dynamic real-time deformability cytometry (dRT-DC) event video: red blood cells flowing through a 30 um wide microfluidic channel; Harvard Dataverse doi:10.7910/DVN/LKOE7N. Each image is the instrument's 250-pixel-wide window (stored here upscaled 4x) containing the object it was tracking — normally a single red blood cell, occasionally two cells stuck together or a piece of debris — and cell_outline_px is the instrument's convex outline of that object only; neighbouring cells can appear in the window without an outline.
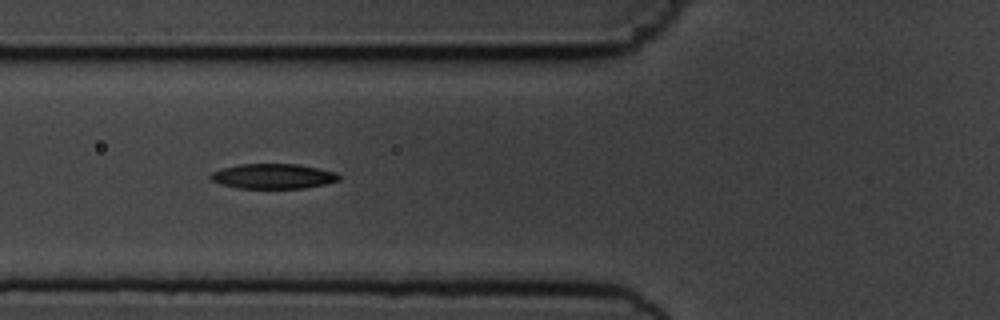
{"species": "common noctule bat (a hibernating species)", "species_latin": "Nyctalus noctula", "temperature_condition": "cold", "stored_images_in_passage": 10, "camera_frame_rate_fps": 3000, "um_per_image_px": 0.085, "animal": {"sex": "male", "body_mass_g": 19.5, "forearm_length_mm": 54.6}, "frame": {"image": 1, "passage_image": 5, "time_ms": 4.333, "image_size_px": [1000, 320], "cell_outline_px": [[340, 180], [324, 184], [304, 188], [236, 188], [220, 184], [212, 180], [208, 176], [212, 172], [224, 168], [240, 164], [296, 164], [320, 168], [336, 172], [340, 176]], "centroid_in_image_um": [23.22, 14.98], "position_along_channel_um": 102.6, "area_um2": 18.67}}
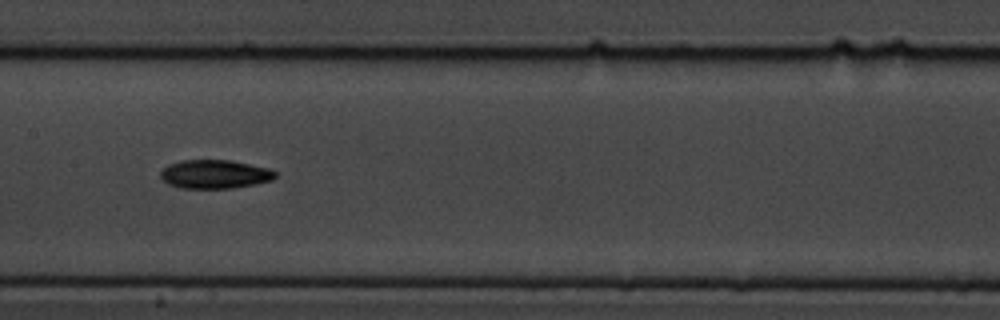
{"frame": {"image": 2, "passage_image": 7, "time_ms": 6.667, "image_size_px": [1000, 320], "cell_outline_px": [[276, 176], [272, 180], [256, 184], [232, 188], [180, 188], [168, 184], [160, 176], [160, 172], [168, 164], [180, 160], [228, 160], [272, 168], [276, 172]], "centroid_in_image_um": [18.27, 14.8], "position_along_channel_um": 189.1, "area_um2": 19.31}}
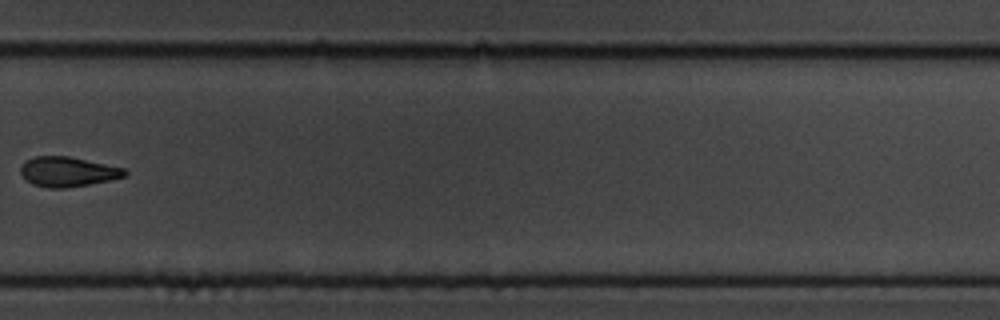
{"frame": {"image": 3, "passage_image": 10, "time_ms": 10.333, "image_size_px": [1000, 320], "cell_outline_px": [[128, 172], [124, 176], [108, 180], [88, 184], [64, 188], [48, 188], [32, 184], [20, 172], [20, 168], [24, 160], [32, 156], [68, 156], [124, 168]], "centroid_in_image_um": [5.71, 14.58], "position_along_channel_um": 324.1, "area_um2": 17.92}}